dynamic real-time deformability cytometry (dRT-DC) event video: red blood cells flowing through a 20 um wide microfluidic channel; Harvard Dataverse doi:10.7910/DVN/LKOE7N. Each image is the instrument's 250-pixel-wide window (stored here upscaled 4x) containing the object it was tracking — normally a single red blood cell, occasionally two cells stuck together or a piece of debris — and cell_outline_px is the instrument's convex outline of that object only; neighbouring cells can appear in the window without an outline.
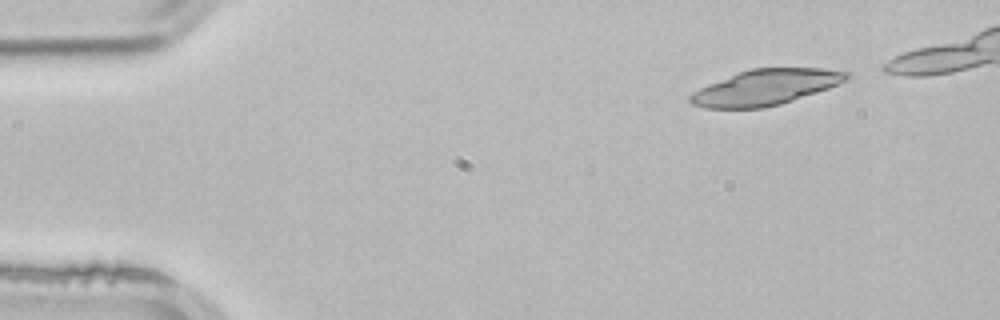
{"species": "common noctule bat (a hibernating species)", "species_latin": "Nyctalus noctula", "temperature_condition": "room temperature", "stored_images_in_passage": 5, "camera_frame_rate_fps": 3000, "um_per_image_px": 0.085, "animal": {"sex": "male", "body_mass_g": 21.5, "forearm_length_mm": 52.0}, "frame": {"image": 1, "passage_image": 1, "time_ms": 0.0, "image_size_px": [1000, 320], "cell_outline_px": [[848, 80], [828, 88], [780, 104], [764, 108], [704, 108], [692, 104], [688, 100], [688, 96], [692, 92], [708, 84], [740, 72], [752, 68], [824, 68], [848, 72]], "centroid_in_image_um": [65.05, 7.42], "position_along_channel_um": 19.9, "area_um2": 32.14}}